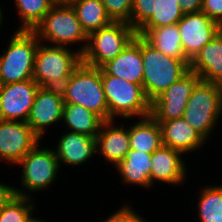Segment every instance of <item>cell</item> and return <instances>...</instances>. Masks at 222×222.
<instances>
[{
	"label": "cell",
	"mask_w": 222,
	"mask_h": 222,
	"mask_svg": "<svg viewBox=\"0 0 222 222\" xmlns=\"http://www.w3.org/2000/svg\"><path fill=\"white\" fill-rule=\"evenodd\" d=\"M65 103L81 105L109 121V109L102 85L101 68L81 64L61 88Z\"/></svg>",
	"instance_id": "obj_1"
},
{
	"label": "cell",
	"mask_w": 222,
	"mask_h": 222,
	"mask_svg": "<svg viewBox=\"0 0 222 222\" xmlns=\"http://www.w3.org/2000/svg\"><path fill=\"white\" fill-rule=\"evenodd\" d=\"M143 89L150 102L181 79L190 67L160 52L142 37Z\"/></svg>",
	"instance_id": "obj_2"
},
{
	"label": "cell",
	"mask_w": 222,
	"mask_h": 222,
	"mask_svg": "<svg viewBox=\"0 0 222 222\" xmlns=\"http://www.w3.org/2000/svg\"><path fill=\"white\" fill-rule=\"evenodd\" d=\"M137 32L127 22L113 21L105 28L88 35V42L79 50L82 62L101 68L114 59L135 38Z\"/></svg>",
	"instance_id": "obj_3"
},
{
	"label": "cell",
	"mask_w": 222,
	"mask_h": 222,
	"mask_svg": "<svg viewBox=\"0 0 222 222\" xmlns=\"http://www.w3.org/2000/svg\"><path fill=\"white\" fill-rule=\"evenodd\" d=\"M79 51L67 47L38 45L33 79L40 87L61 89L73 71L81 64Z\"/></svg>",
	"instance_id": "obj_4"
},
{
	"label": "cell",
	"mask_w": 222,
	"mask_h": 222,
	"mask_svg": "<svg viewBox=\"0 0 222 222\" xmlns=\"http://www.w3.org/2000/svg\"><path fill=\"white\" fill-rule=\"evenodd\" d=\"M39 42L33 31L16 30L6 52L0 56V84L33 79Z\"/></svg>",
	"instance_id": "obj_5"
},
{
	"label": "cell",
	"mask_w": 222,
	"mask_h": 222,
	"mask_svg": "<svg viewBox=\"0 0 222 222\" xmlns=\"http://www.w3.org/2000/svg\"><path fill=\"white\" fill-rule=\"evenodd\" d=\"M101 75L109 109V121L115 120L114 117L119 115L125 119L134 115L140 118L150 115L151 102L141 85L130 83L121 77L107 75L102 69Z\"/></svg>",
	"instance_id": "obj_6"
},
{
	"label": "cell",
	"mask_w": 222,
	"mask_h": 222,
	"mask_svg": "<svg viewBox=\"0 0 222 222\" xmlns=\"http://www.w3.org/2000/svg\"><path fill=\"white\" fill-rule=\"evenodd\" d=\"M221 114L220 85L200 80L189 97L183 118L207 140Z\"/></svg>",
	"instance_id": "obj_7"
},
{
	"label": "cell",
	"mask_w": 222,
	"mask_h": 222,
	"mask_svg": "<svg viewBox=\"0 0 222 222\" xmlns=\"http://www.w3.org/2000/svg\"><path fill=\"white\" fill-rule=\"evenodd\" d=\"M33 32L39 41L46 39L49 43H53V46L59 47L88 40V35L68 2H57Z\"/></svg>",
	"instance_id": "obj_8"
},
{
	"label": "cell",
	"mask_w": 222,
	"mask_h": 222,
	"mask_svg": "<svg viewBox=\"0 0 222 222\" xmlns=\"http://www.w3.org/2000/svg\"><path fill=\"white\" fill-rule=\"evenodd\" d=\"M23 167L21 184L30 192L40 191L48 187L57 177L60 168L55 150L39 149L38 144L27 153L18 163Z\"/></svg>",
	"instance_id": "obj_9"
},
{
	"label": "cell",
	"mask_w": 222,
	"mask_h": 222,
	"mask_svg": "<svg viewBox=\"0 0 222 222\" xmlns=\"http://www.w3.org/2000/svg\"><path fill=\"white\" fill-rule=\"evenodd\" d=\"M200 80L198 74L189 70L151 102L150 115L156 121H168L183 117L189 97Z\"/></svg>",
	"instance_id": "obj_10"
},
{
	"label": "cell",
	"mask_w": 222,
	"mask_h": 222,
	"mask_svg": "<svg viewBox=\"0 0 222 222\" xmlns=\"http://www.w3.org/2000/svg\"><path fill=\"white\" fill-rule=\"evenodd\" d=\"M39 87L34 79L0 84V120L27 122Z\"/></svg>",
	"instance_id": "obj_11"
},
{
	"label": "cell",
	"mask_w": 222,
	"mask_h": 222,
	"mask_svg": "<svg viewBox=\"0 0 222 222\" xmlns=\"http://www.w3.org/2000/svg\"><path fill=\"white\" fill-rule=\"evenodd\" d=\"M177 25L183 51L190 61L221 31V26L202 11L184 14Z\"/></svg>",
	"instance_id": "obj_12"
},
{
	"label": "cell",
	"mask_w": 222,
	"mask_h": 222,
	"mask_svg": "<svg viewBox=\"0 0 222 222\" xmlns=\"http://www.w3.org/2000/svg\"><path fill=\"white\" fill-rule=\"evenodd\" d=\"M39 140L27 122L0 120V160L17 164Z\"/></svg>",
	"instance_id": "obj_13"
},
{
	"label": "cell",
	"mask_w": 222,
	"mask_h": 222,
	"mask_svg": "<svg viewBox=\"0 0 222 222\" xmlns=\"http://www.w3.org/2000/svg\"><path fill=\"white\" fill-rule=\"evenodd\" d=\"M64 103L61 89L39 87L27 120L39 139L44 136L46 126L62 120Z\"/></svg>",
	"instance_id": "obj_14"
},
{
	"label": "cell",
	"mask_w": 222,
	"mask_h": 222,
	"mask_svg": "<svg viewBox=\"0 0 222 222\" xmlns=\"http://www.w3.org/2000/svg\"><path fill=\"white\" fill-rule=\"evenodd\" d=\"M101 69L107 75L121 77L130 83L143 86L142 36L137 34L120 54Z\"/></svg>",
	"instance_id": "obj_15"
},
{
	"label": "cell",
	"mask_w": 222,
	"mask_h": 222,
	"mask_svg": "<svg viewBox=\"0 0 222 222\" xmlns=\"http://www.w3.org/2000/svg\"><path fill=\"white\" fill-rule=\"evenodd\" d=\"M189 67L201 80L222 84V31L200 49Z\"/></svg>",
	"instance_id": "obj_16"
},
{
	"label": "cell",
	"mask_w": 222,
	"mask_h": 222,
	"mask_svg": "<svg viewBox=\"0 0 222 222\" xmlns=\"http://www.w3.org/2000/svg\"><path fill=\"white\" fill-rule=\"evenodd\" d=\"M162 131L163 146L178 150L183 154L202 147L206 140L183 118L157 121Z\"/></svg>",
	"instance_id": "obj_17"
},
{
	"label": "cell",
	"mask_w": 222,
	"mask_h": 222,
	"mask_svg": "<svg viewBox=\"0 0 222 222\" xmlns=\"http://www.w3.org/2000/svg\"><path fill=\"white\" fill-rule=\"evenodd\" d=\"M182 152L161 146L152 154L151 184L158 180L168 184H180L186 176Z\"/></svg>",
	"instance_id": "obj_18"
},
{
	"label": "cell",
	"mask_w": 222,
	"mask_h": 222,
	"mask_svg": "<svg viewBox=\"0 0 222 222\" xmlns=\"http://www.w3.org/2000/svg\"><path fill=\"white\" fill-rule=\"evenodd\" d=\"M96 152V138L69 131L59 139L55 154L59 163L77 166L87 162Z\"/></svg>",
	"instance_id": "obj_19"
},
{
	"label": "cell",
	"mask_w": 222,
	"mask_h": 222,
	"mask_svg": "<svg viewBox=\"0 0 222 222\" xmlns=\"http://www.w3.org/2000/svg\"><path fill=\"white\" fill-rule=\"evenodd\" d=\"M114 120L104 121L96 136V149L115 166L125 158L129 145V128L113 127ZM104 130L102 131V129Z\"/></svg>",
	"instance_id": "obj_20"
},
{
	"label": "cell",
	"mask_w": 222,
	"mask_h": 222,
	"mask_svg": "<svg viewBox=\"0 0 222 222\" xmlns=\"http://www.w3.org/2000/svg\"><path fill=\"white\" fill-rule=\"evenodd\" d=\"M137 34L165 55L183 60L188 66L190 65V60L183 51L177 24L152 29H139Z\"/></svg>",
	"instance_id": "obj_21"
},
{
	"label": "cell",
	"mask_w": 222,
	"mask_h": 222,
	"mask_svg": "<svg viewBox=\"0 0 222 222\" xmlns=\"http://www.w3.org/2000/svg\"><path fill=\"white\" fill-rule=\"evenodd\" d=\"M152 154L129 149L125 158L116 165L123 182L150 187Z\"/></svg>",
	"instance_id": "obj_22"
},
{
	"label": "cell",
	"mask_w": 222,
	"mask_h": 222,
	"mask_svg": "<svg viewBox=\"0 0 222 222\" xmlns=\"http://www.w3.org/2000/svg\"><path fill=\"white\" fill-rule=\"evenodd\" d=\"M130 149L153 154L162 144L160 124L151 116L142 117L129 129Z\"/></svg>",
	"instance_id": "obj_23"
},
{
	"label": "cell",
	"mask_w": 222,
	"mask_h": 222,
	"mask_svg": "<svg viewBox=\"0 0 222 222\" xmlns=\"http://www.w3.org/2000/svg\"><path fill=\"white\" fill-rule=\"evenodd\" d=\"M68 3L87 35L113 22L101 0H69Z\"/></svg>",
	"instance_id": "obj_24"
},
{
	"label": "cell",
	"mask_w": 222,
	"mask_h": 222,
	"mask_svg": "<svg viewBox=\"0 0 222 222\" xmlns=\"http://www.w3.org/2000/svg\"><path fill=\"white\" fill-rule=\"evenodd\" d=\"M64 123L72 132L96 138L104 120L93 111L81 105L64 103Z\"/></svg>",
	"instance_id": "obj_25"
},
{
	"label": "cell",
	"mask_w": 222,
	"mask_h": 222,
	"mask_svg": "<svg viewBox=\"0 0 222 222\" xmlns=\"http://www.w3.org/2000/svg\"><path fill=\"white\" fill-rule=\"evenodd\" d=\"M22 21L18 30L33 31L57 0H15Z\"/></svg>",
	"instance_id": "obj_26"
},
{
	"label": "cell",
	"mask_w": 222,
	"mask_h": 222,
	"mask_svg": "<svg viewBox=\"0 0 222 222\" xmlns=\"http://www.w3.org/2000/svg\"><path fill=\"white\" fill-rule=\"evenodd\" d=\"M183 15L178 0H154L153 15L140 29L177 24Z\"/></svg>",
	"instance_id": "obj_27"
},
{
	"label": "cell",
	"mask_w": 222,
	"mask_h": 222,
	"mask_svg": "<svg viewBox=\"0 0 222 222\" xmlns=\"http://www.w3.org/2000/svg\"><path fill=\"white\" fill-rule=\"evenodd\" d=\"M201 222H222V185L204 188L199 203Z\"/></svg>",
	"instance_id": "obj_28"
},
{
	"label": "cell",
	"mask_w": 222,
	"mask_h": 222,
	"mask_svg": "<svg viewBox=\"0 0 222 222\" xmlns=\"http://www.w3.org/2000/svg\"><path fill=\"white\" fill-rule=\"evenodd\" d=\"M14 190L15 195L0 212V222H27L33 214L34 204H30V196L17 188Z\"/></svg>",
	"instance_id": "obj_29"
},
{
	"label": "cell",
	"mask_w": 222,
	"mask_h": 222,
	"mask_svg": "<svg viewBox=\"0 0 222 222\" xmlns=\"http://www.w3.org/2000/svg\"><path fill=\"white\" fill-rule=\"evenodd\" d=\"M107 14L113 21H123L130 25L133 0H101Z\"/></svg>",
	"instance_id": "obj_30"
},
{
	"label": "cell",
	"mask_w": 222,
	"mask_h": 222,
	"mask_svg": "<svg viewBox=\"0 0 222 222\" xmlns=\"http://www.w3.org/2000/svg\"><path fill=\"white\" fill-rule=\"evenodd\" d=\"M154 0H133L130 25L137 32L153 15Z\"/></svg>",
	"instance_id": "obj_31"
},
{
	"label": "cell",
	"mask_w": 222,
	"mask_h": 222,
	"mask_svg": "<svg viewBox=\"0 0 222 222\" xmlns=\"http://www.w3.org/2000/svg\"><path fill=\"white\" fill-rule=\"evenodd\" d=\"M129 206H124L102 222H145Z\"/></svg>",
	"instance_id": "obj_32"
},
{
	"label": "cell",
	"mask_w": 222,
	"mask_h": 222,
	"mask_svg": "<svg viewBox=\"0 0 222 222\" xmlns=\"http://www.w3.org/2000/svg\"><path fill=\"white\" fill-rule=\"evenodd\" d=\"M201 11L222 26V0H203Z\"/></svg>",
	"instance_id": "obj_33"
},
{
	"label": "cell",
	"mask_w": 222,
	"mask_h": 222,
	"mask_svg": "<svg viewBox=\"0 0 222 222\" xmlns=\"http://www.w3.org/2000/svg\"><path fill=\"white\" fill-rule=\"evenodd\" d=\"M181 10L186 13H197L202 10L203 0H178Z\"/></svg>",
	"instance_id": "obj_34"
},
{
	"label": "cell",
	"mask_w": 222,
	"mask_h": 222,
	"mask_svg": "<svg viewBox=\"0 0 222 222\" xmlns=\"http://www.w3.org/2000/svg\"><path fill=\"white\" fill-rule=\"evenodd\" d=\"M15 187L11 185H4L0 183V212L3 210L5 205L10 201V199L15 195Z\"/></svg>",
	"instance_id": "obj_35"
},
{
	"label": "cell",
	"mask_w": 222,
	"mask_h": 222,
	"mask_svg": "<svg viewBox=\"0 0 222 222\" xmlns=\"http://www.w3.org/2000/svg\"><path fill=\"white\" fill-rule=\"evenodd\" d=\"M33 215H31V217L27 220V222H45L44 220H39V219H35L34 217H32Z\"/></svg>",
	"instance_id": "obj_36"
},
{
	"label": "cell",
	"mask_w": 222,
	"mask_h": 222,
	"mask_svg": "<svg viewBox=\"0 0 222 222\" xmlns=\"http://www.w3.org/2000/svg\"><path fill=\"white\" fill-rule=\"evenodd\" d=\"M1 10H2V9H0V26H1V24H2V19H3V18H2V14H3V13H2Z\"/></svg>",
	"instance_id": "obj_37"
},
{
	"label": "cell",
	"mask_w": 222,
	"mask_h": 222,
	"mask_svg": "<svg viewBox=\"0 0 222 222\" xmlns=\"http://www.w3.org/2000/svg\"><path fill=\"white\" fill-rule=\"evenodd\" d=\"M69 0H57V2H68Z\"/></svg>",
	"instance_id": "obj_38"
}]
</instances>
